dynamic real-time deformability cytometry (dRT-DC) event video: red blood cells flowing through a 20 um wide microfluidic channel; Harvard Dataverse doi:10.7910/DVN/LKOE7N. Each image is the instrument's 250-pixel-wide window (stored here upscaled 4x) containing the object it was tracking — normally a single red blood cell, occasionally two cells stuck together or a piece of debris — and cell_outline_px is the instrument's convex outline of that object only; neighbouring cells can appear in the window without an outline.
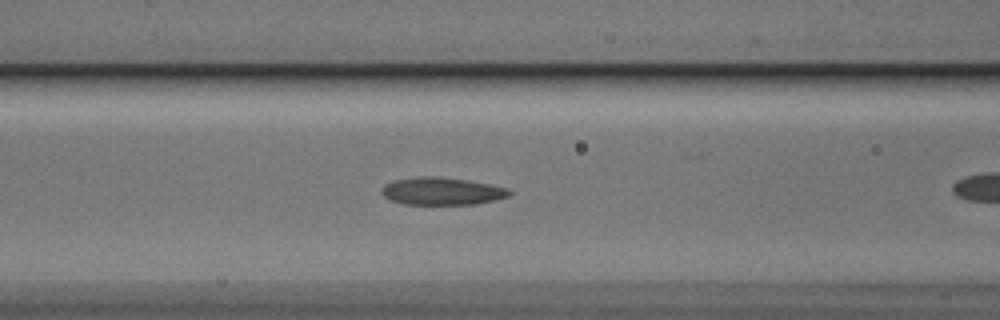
{"species": "Egyptian fruit bat (a non-hibernating species)", "species_latin": "Rousettus aegyptiacus", "temperature_condition": "cold", "stored_images_in_passage": 27, "camera_frame_rate_fps": 3000, "um_per_image_px": 0.085, "animal": {"sex": "male"}, "frame": {"image": 1, "passage_image": 6, "time_ms": 1.667, "image_size_px": [1000, 320], "cell_outline_px": [[512, 192], [508, 196], [476, 204], [404, 204], [392, 200], [384, 196], [380, 192], [380, 188], [384, 184], [392, 180], [420, 176], [440, 176], [468, 180], [508, 188]], "centroid_in_image_um": [37.51, 16.23], "position_along_channel_um": 129.1, "area_um2": 20.52}}
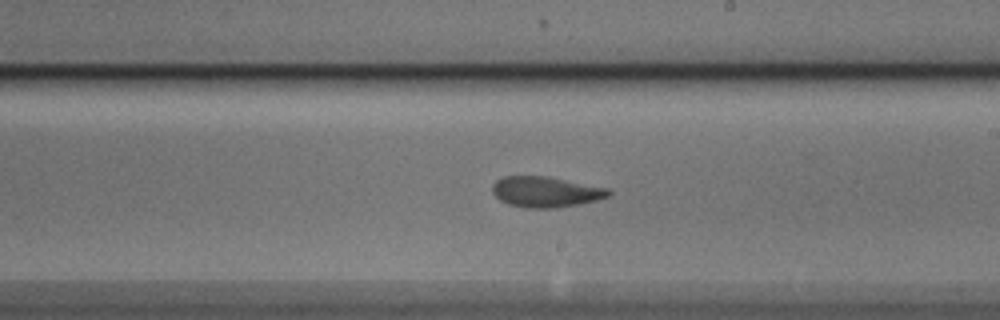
{"frame": {"image": 2, "passage_image": 15, "time_ms": 4.667, "image_size_px": [1000, 320], "cell_outline_px": [[612, 192], [608, 196], [596, 200], [580, 204], [556, 208], [528, 208], [508, 204], [500, 200], [492, 192], [492, 184], [496, 180], [504, 176], [544, 176], [608, 188]], "centroid_in_image_um": [46.36, 16.31], "position_along_channel_um": 242.6, "area_um2": 20.63}}
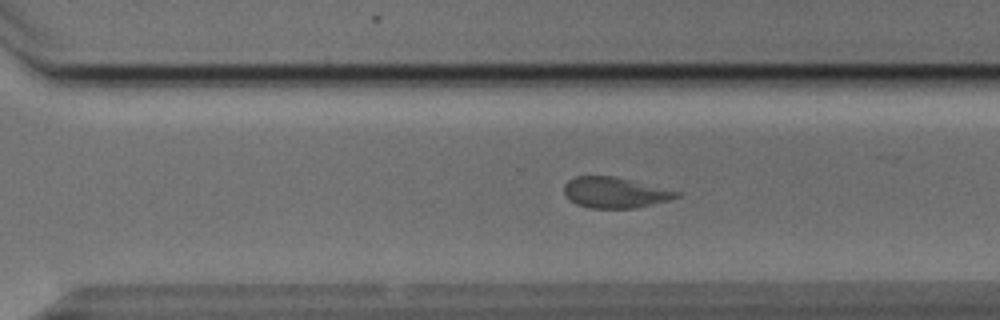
{"frame": {"image": 3, "passage_image": 21, "time_ms": 6.667, "image_size_px": [1000, 320], "cell_outline_px": [[680, 196], [668, 200], [636, 208], [588, 208], [576, 204], [564, 192], [564, 184], [568, 180], [576, 176], [616, 176], [680, 192]], "centroid_in_image_um": [52.26, 16.36], "position_along_channel_um": 318.3, "area_um2": 20.0}}